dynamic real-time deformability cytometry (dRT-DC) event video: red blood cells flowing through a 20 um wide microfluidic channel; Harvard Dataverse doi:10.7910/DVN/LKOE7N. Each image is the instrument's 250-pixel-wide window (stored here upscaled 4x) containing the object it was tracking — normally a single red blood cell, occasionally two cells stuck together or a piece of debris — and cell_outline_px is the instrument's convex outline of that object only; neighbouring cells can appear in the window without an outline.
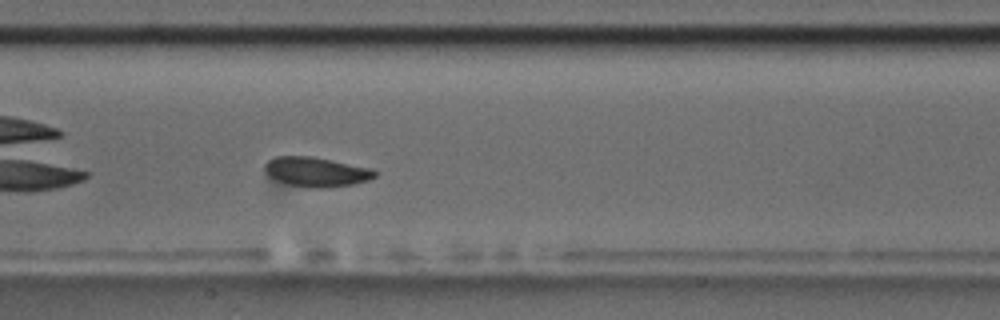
{"species": "common noctule bat (a hibernating species)", "species_latin": "Nyctalus noctula", "temperature_condition": "room temperature", "stored_images_in_passage": 26, "camera_frame_rate_fps": 3000, "um_per_image_px": 0.085, "animal": {"sex": "male", "body_mass_g": 17.5, "forearm_length_mm": 52.3}, "frame": {"image": 1, "passage_image": 12, "time_ms": 3.667, "image_size_px": [1000, 320], "cell_outline_px": [[376, 176], [368, 180], [352, 184], [328, 188], [316, 188], [288, 184], [276, 180], [268, 176], [264, 172], [264, 164], [268, 160], [276, 156], [312, 156], [372, 168], [376, 172]], "centroid_in_image_um": [26.85, 14.6], "position_along_channel_um": 180.5, "area_um2": 19.07}}
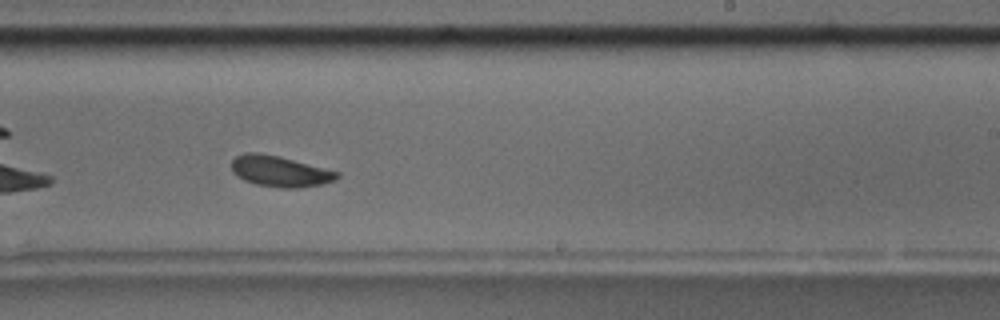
{"frame": {"image": 2, "passage_image": 19, "time_ms": 6.0, "image_size_px": [1000, 320], "cell_outline_px": [[340, 176], [336, 180], [324, 184], [296, 188], [280, 188], [256, 184], [244, 180], [232, 172], [232, 160], [236, 156], [244, 152], [256, 152], [280, 156], [340, 172]], "centroid_in_image_um": [23.81, 14.56], "position_along_channel_um": 265.2, "area_um2": 19.13}}